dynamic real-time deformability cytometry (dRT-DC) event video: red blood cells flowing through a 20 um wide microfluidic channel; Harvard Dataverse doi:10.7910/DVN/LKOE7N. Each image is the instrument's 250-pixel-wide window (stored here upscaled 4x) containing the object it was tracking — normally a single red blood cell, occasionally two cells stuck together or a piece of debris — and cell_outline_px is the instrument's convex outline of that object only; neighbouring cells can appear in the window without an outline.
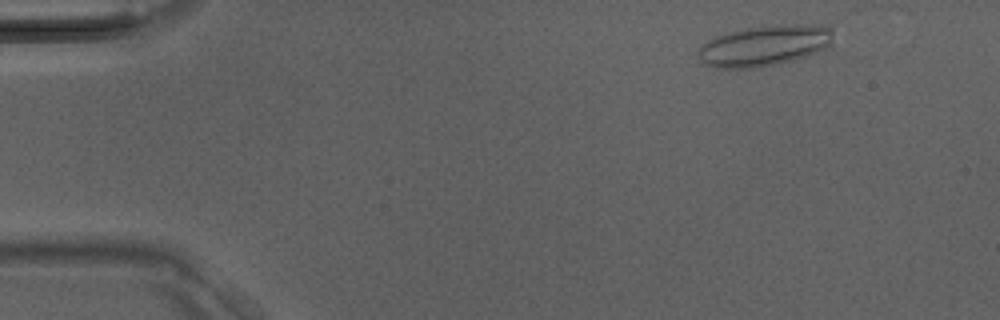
{"species": "Egyptian fruit bat (a non-hibernating species)", "species_latin": "Rousettus aegyptiacus", "temperature_condition": "room temperature", "stored_images_in_passage": 19, "camera_frame_rate_fps": 3000, "um_per_image_px": 0.085, "animal": {"sex": "male"}, "frame": {"image": 1, "passage_image": 3, "time_ms": 0.667, "image_size_px": [1000, 320], "cell_outline_px": [[832, 48], [792, 60], [772, 64], [748, 68], [716, 68], [704, 64], [696, 56], [696, 52], [708, 40], [716, 36], [728, 32], [744, 28], [792, 24], [828, 24], [832, 28]], "centroid_in_image_um": [65.03, 3.86], "position_along_channel_um": 20.0, "area_um2": 32.31}}